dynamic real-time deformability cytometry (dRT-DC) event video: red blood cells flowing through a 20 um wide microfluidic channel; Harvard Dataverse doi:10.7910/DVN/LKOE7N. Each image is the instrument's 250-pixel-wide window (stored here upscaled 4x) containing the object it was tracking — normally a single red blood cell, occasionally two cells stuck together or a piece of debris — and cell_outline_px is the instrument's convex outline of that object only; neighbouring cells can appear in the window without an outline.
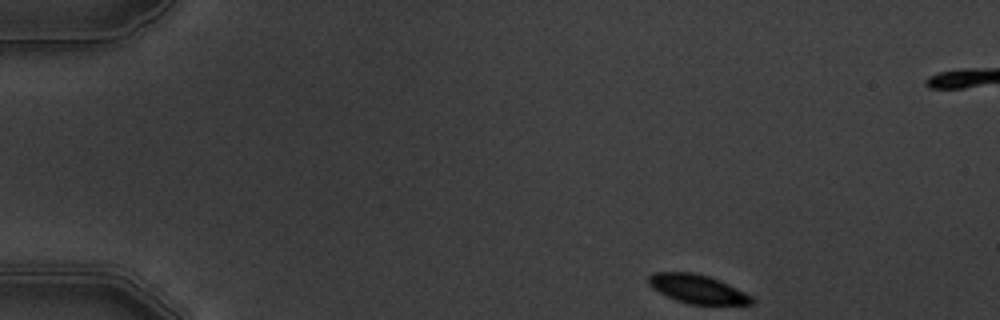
{"species": "common noctule bat (a hibernating species)", "species_latin": "Nyctalus noctula", "temperature_condition": "warm", "stored_images_in_passage": 9, "camera_frame_rate_fps": 3000, "um_per_image_px": 0.085, "animal": {"sex": "male", "body_mass_g": 19.5, "forearm_length_mm": 54.6}, "frame": {"image": 1, "passage_image": 1, "time_ms": 0.0, "image_size_px": [1000, 320], "cell_outline_px": [[756, 304], [688, 304], [676, 300], [652, 288], [648, 284], [648, 276], [652, 272], [696, 272], [720, 280], [752, 296], [756, 300]], "centroid_in_image_um": [59.29, 24.55], "position_along_channel_um": 25.7, "area_um2": 17.34}}